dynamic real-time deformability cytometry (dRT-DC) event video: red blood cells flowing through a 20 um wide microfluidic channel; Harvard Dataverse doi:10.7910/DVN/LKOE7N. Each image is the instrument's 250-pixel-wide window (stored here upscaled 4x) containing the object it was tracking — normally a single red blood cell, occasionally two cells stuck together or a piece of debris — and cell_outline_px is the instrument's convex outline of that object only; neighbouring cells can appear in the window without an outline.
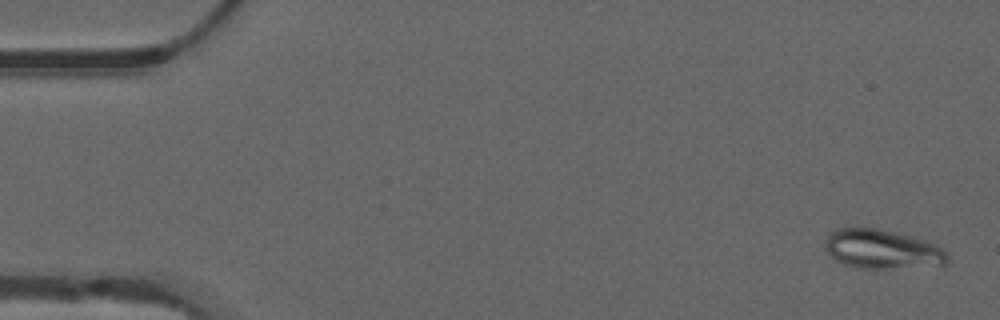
{"species": "common noctule bat (a hibernating species)", "species_latin": "Nyctalus noctula", "temperature_condition": "warm", "stored_images_in_passage": 54, "camera_frame_rate_fps": 3000, "um_per_image_px": 0.085, "animal": {"sex": "male", "forearm_length_mm": 52.5}, "frame": {"image": 1, "passage_image": 2, "time_ms": 0.333, "image_size_px": [1000, 320], "cell_outline_px": [[948, 264], [944, 268], [856, 268], [844, 264], [836, 260], [824, 248], [824, 244], [828, 236], [836, 228], [876, 228], [912, 236], [936, 244], [944, 248], [948, 256]], "centroid_in_image_um": [75.09, 21.22], "position_along_channel_um": 9.9, "area_um2": 28.61}}
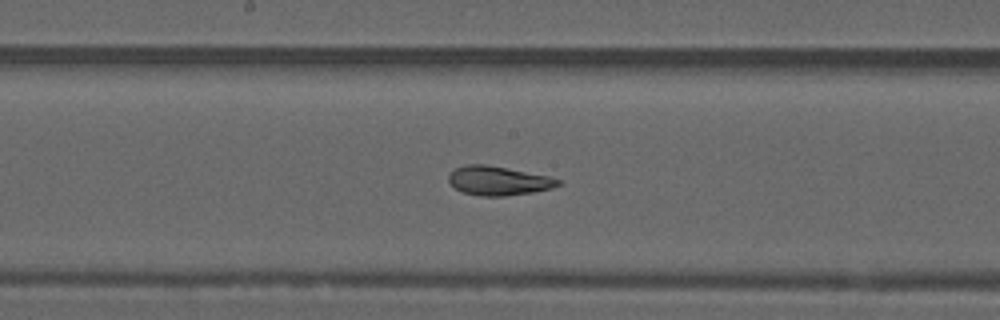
{"frame": {"image": 2, "passage_image": 28, "time_ms": 9.0, "image_size_px": [1000, 320], "cell_outline_px": [[560, 184], [552, 188], [532, 192], [504, 196], [480, 196], [464, 192], [456, 188], [448, 180], [448, 176], [456, 168], [468, 164], [484, 164], [508, 168], [548, 176], [560, 180]], "centroid_in_image_um": [42.36, 15.36], "position_along_channel_um": 205.8, "area_um2": 18.26}}
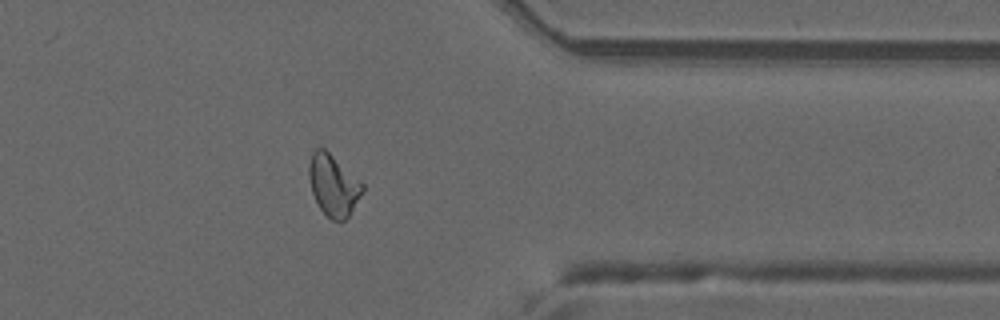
{"frame": {"image": 3, "passage_image": 43, "time_ms": 14.0, "image_size_px": [1000, 320], "cell_outline_px": [[364, 188], [348, 216], [344, 220], [332, 220], [320, 208], [312, 192], [308, 176], [308, 164], [312, 152], [316, 148], [324, 148], [360, 180], [364, 184]], "centroid_in_image_um": [28.31, 15.71], "position_along_channel_um": 383.1, "area_um2": 18.79}, "authors_computed_cell_mechanics": {"area_um2": 19.6809, "velocity_mm_per_s": 3.8008, "shape_relaxation_time_tau1_ms": null, "shape_relaxation_time_tau2_ms": 2.1223, "deformation_change_tau1": null, "deformation_change_tau2": 0.0639}}